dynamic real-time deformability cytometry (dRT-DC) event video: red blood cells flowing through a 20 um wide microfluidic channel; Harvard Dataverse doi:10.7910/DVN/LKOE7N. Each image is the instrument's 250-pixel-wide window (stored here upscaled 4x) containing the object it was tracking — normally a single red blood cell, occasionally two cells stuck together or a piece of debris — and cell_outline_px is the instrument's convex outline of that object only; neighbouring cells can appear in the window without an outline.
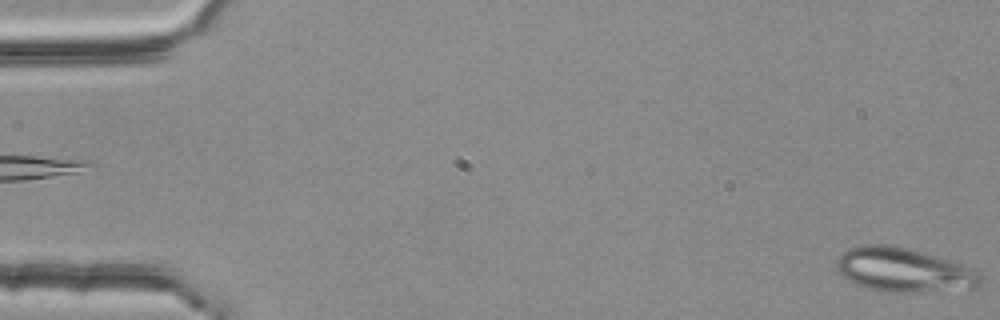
{"species": "common noctule bat (a hibernating species)", "species_latin": "Nyctalus noctula", "temperature_condition": "room temperature", "stored_images_in_passage": 4, "segment_of_instrument_passage": [2, 2], "camera_frame_rate_fps": 3000, "um_per_image_px": 0.085, "animal": {"sex": "female", "body_mass_g": 25.1}, "frame": {"image": 1, "passage_image": 4, "time_ms": 1.0, "image_size_px": [1000, 320], "cell_outline_px": [[980, 288], [912, 292], [880, 292], [856, 284], [848, 280], [836, 268], [836, 260], [848, 248], [860, 244], [888, 244], [908, 248], [936, 256], [972, 268], [980, 276]], "centroid_in_image_um": [76.78, 22.95], "position_along_channel_um": 8.2, "area_um2": 36.88}}